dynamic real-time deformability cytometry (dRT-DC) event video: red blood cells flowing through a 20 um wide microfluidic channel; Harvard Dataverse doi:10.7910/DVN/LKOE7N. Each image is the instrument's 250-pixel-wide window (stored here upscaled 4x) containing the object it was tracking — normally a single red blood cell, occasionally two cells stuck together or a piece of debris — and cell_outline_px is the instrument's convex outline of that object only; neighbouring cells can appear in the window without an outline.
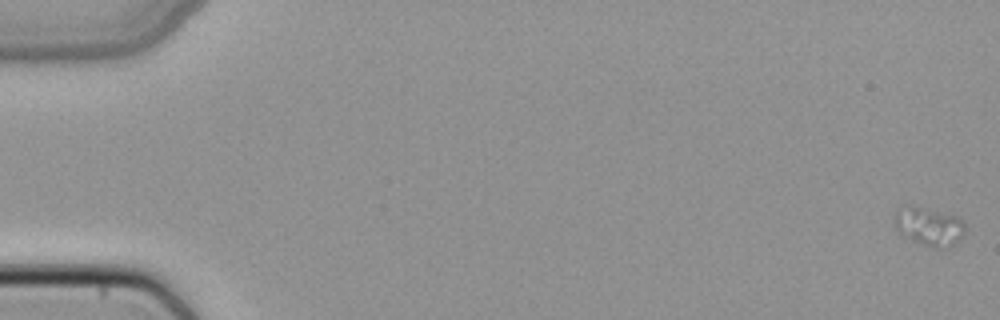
{"species": "common noctule bat (a hibernating species)", "species_latin": "Nyctalus noctula", "temperature_condition": "cold", "stored_images_in_passage": 34, "camera_frame_rate_fps": 3000, "um_per_image_px": 0.085, "animal": {"sex": "female", "body_mass_g": 22.7, "forearm_length_mm": 54.2}, "frame": {"image": 1, "passage_image": 1, "time_ms": 0.0, "image_size_px": [1000, 320], "cell_outline_px": [[964, 232], [956, 244], [948, 248], [932, 248], [920, 244], [900, 236], [896, 232], [892, 224], [896, 208], [900, 204], [912, 204], [956, 216], [964, 224]], "centroid_in_image_um": [78.84, 19.23], "position_along_channel_um": 6.2, "area_um2": 16.65}}